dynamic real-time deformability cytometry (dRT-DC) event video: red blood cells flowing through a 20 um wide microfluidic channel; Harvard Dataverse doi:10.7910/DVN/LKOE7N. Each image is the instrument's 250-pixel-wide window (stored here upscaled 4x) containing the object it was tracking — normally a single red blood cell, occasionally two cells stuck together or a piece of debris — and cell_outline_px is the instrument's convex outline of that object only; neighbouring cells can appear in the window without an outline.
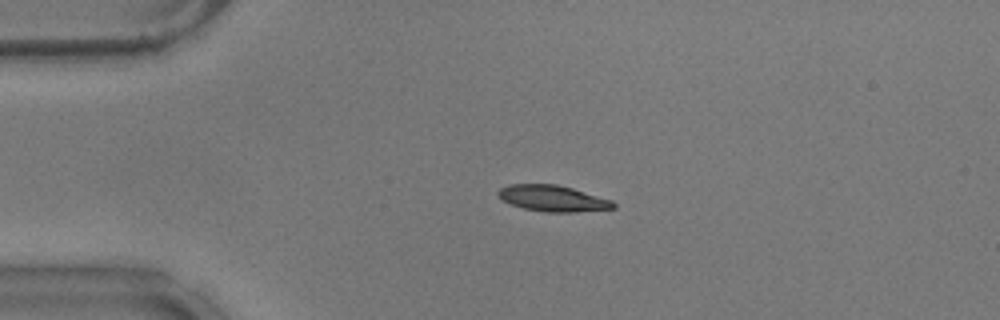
{"species": "common noctule bat (a hibernating species)", "species_latin": "Nyctalus noctula", "temperature_condition": "warm", "stored_images_in_passage": 43, "camera_frame_rate_fps": 3000, "um_per_image_px": 0.085, "animal": {"sex": "male", "body_mass_g": 17.9}, "frame": {"image": 1, "passage_image": 1, "time_ms": 0.0, "image_size_px": [1000, 320], "cell_outline_px": [[616, 208], [576, 212], [544, 212], [524, 208], [500, 200], [496, 192], [500, 188], [508, 184], [556, 184], [572, 188], [612, 200], [616, 204]], "centroid_in_image_um": [46.97, 16.86], "position_along_channel_um": 38.0, "area_um2": 17.63}}
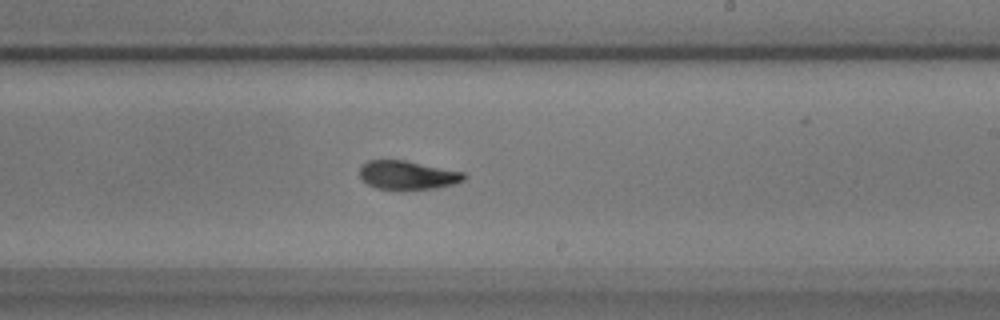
{"frame": {"image": 2, "passage_image": 21, "time_ms": 6.667, "image_size_px": [1000, 320], "cell_outline_px": [[468, 176], [464, 180], [452, 184], [436, 188], [376, 188], [360, 180], [360, 168], [368, 160], [404, 160], [464, 172]], "centroid_in_image_um": [34.64, 14.86], "position_along_channel_um": 254.4, "area_um2": 17.11}}
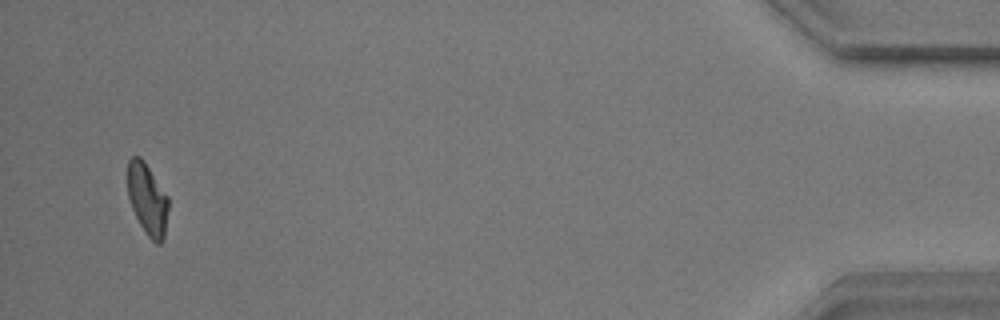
{"frame": {"image": 3, "passage_image": 41, "time_ms": 13.333, "image_size_px": [1000, 320], "cell_outline_px": [[168, 208], [164, 240], [160, 244], [156, 244], [148, 236], [140, 224], [132, 208], [128, 196], [128, 160], [132, 156], [140, 156], [144, 160], [168, 196]], "centroid_in_image_um": [12.54, 16.93], "position_along_channel_um": 422.7, "area_um2": 16.99}, "authors_computed_cell_mechanics": {"area_um2": 17.8024, "velocity_mm_per_s": 3.7222, "shape_relaxation_time_tau1_ms": 4.3838, "shape_relaxation_time_tau2_ms": 2.5027, "deformation_change_tau1": 0.1585, "deformation_change_tau2": 0.0753}}